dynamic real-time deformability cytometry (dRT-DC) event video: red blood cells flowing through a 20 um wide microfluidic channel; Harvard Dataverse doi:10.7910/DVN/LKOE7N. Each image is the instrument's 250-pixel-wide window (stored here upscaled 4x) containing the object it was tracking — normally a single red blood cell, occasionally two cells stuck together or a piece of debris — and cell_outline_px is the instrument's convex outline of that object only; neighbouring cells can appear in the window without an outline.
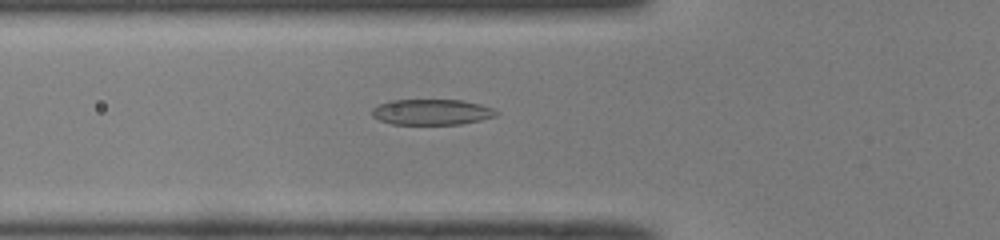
{"species": "common noctule bat (a hibernating species)", "species_latin": "Nyctalus noctula", "temperature_condition": "room temperature", "stored_images_in_passage": 41, "camera_frame_rate_fps": 3000, "um_per_image_px": 0.085, "animal": {"sex": "male", "body_mass_g": 19.0, "forearm_length_mm": 50.8}, "frame": {"image": 1, "passage_image": 9, "time_ms": 2.667, "image_size_px": [1000, 240], "cell_outline_px": [[500, 112], [496, 116], [480, 120], [460, 124], [392, 124], [380, 120], [372, 116], [372, 108], [388, 100], [460, 100], [480, 104], [492, 108]], "centroid_in_image_um": [36.69, 9.52], "position_along_channel_um": 89.1, "area_um2": 18.55}}
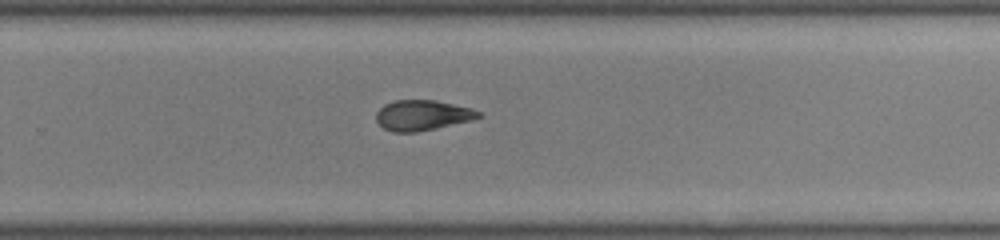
{"frame": {"image": 2, "passage_image": 24, "time_ms": 7.667, "image_size_px": [1000, 240], "cell_outline_px": [[480, 116], [472, 120], [436, 128], [416, 132], [392, 132], [384, 128], [376, 120], [376, 112], [384, 104], [396, 100], [436, 100], [472, 108], [480, 112]], "centroid_in_image_um": [35.89, 9.79], "position_along_channel_um": 293.9, "area_um2": 18.03}}
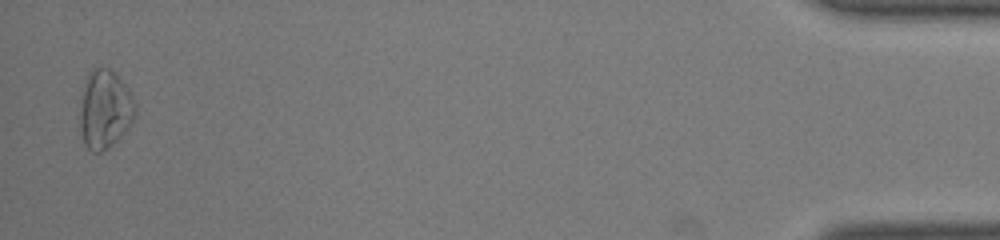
{"frame": {"image": 3, "passage_image": 40, "time_ms": 13.0, "image_size_px": [1000, 240], "cell_outline_px": [[136, 112], [132, 120], [124, 132], [108, 148], [100, 152], [92, 152], [84, 144], [80, 132], [80, 96], [88, 76], [92, 68], [108, 68], [128, 88], [136, 104]], "centroid_in_image_um": [8.89, 9.31], "position_along_channel_um": 426.3, "area_um2": 25.09}, "authors_computed_cell_mechanics": {"area_um2": 19.1318, "velocity_mm_per_s": 4.0998, "shape_relaxation_time_tau1_ms": 5.3754, "shape_relaxation_time_tau2_ms": 2.3525, "deformation_change_tau1": 0.1623, "deformation_change_tau2": 0.1011}}